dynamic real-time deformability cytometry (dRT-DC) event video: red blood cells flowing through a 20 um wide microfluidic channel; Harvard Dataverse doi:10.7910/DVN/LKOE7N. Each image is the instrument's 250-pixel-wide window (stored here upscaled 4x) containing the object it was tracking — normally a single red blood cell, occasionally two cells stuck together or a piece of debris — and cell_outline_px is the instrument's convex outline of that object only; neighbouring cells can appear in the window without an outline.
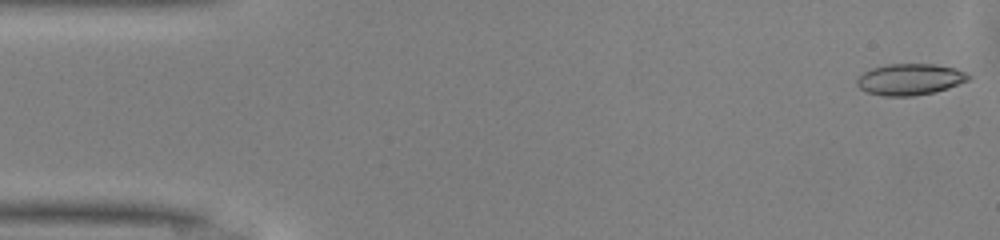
{"species": "common noctule bat (a hibernating species)", "species_latin": "Nyctalus noctula", "temperature_condition": "warm", "stored_images_in_passage": 48, "camera_frame_rate_fps": 3000, "um_per_image_px": 0.085, "animal": {"sex": "male", "body_mass_g": 13.0, "forearm_length_mm": 53.1}, "frame": {"image": 1, "passage_image": 1, "time_ms": 0.0, "image_size_px": [1000, 240], "cell_outline_px": [[972, 76], [968, 80], [948, 88], [936, 92], [912, 96], [880, 96], [868, 92], [860, 88], [856, 84], [856, 80], [864, 72], [872, 68], [888, 64], [936, 64], [956, 68], [968, 72]], "centroid_in_image_um": [77.38, 6.74], "position_along_channel_um": 7.6, "area_um2": 20.52}}
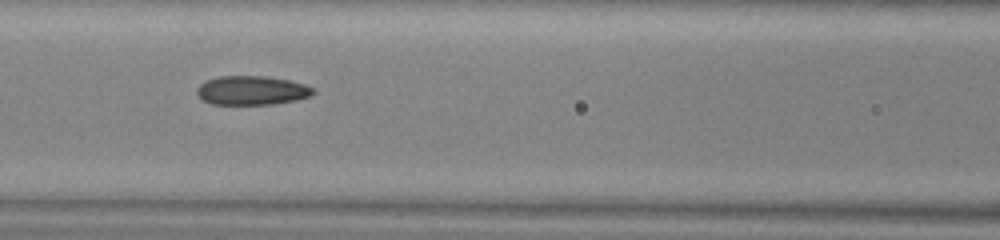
{"frame": {"image": 2, "passage_image": 20, "time_ms": 6.333, "image_size_px": [1000, 240], "cell_outline_px": [[316, 92], [308, 96], [296, 100], [272, 104], [212, 104], [204, 100], [196, 92], [196, 88], [204, 80], [220, 76], [264, 76], [288, 80], [304, 84], [312, 88]], "centroid_in_image_um": [21.37, 7.68], "position_along_channel_um": 145.2, "area_um2": 19.54}}
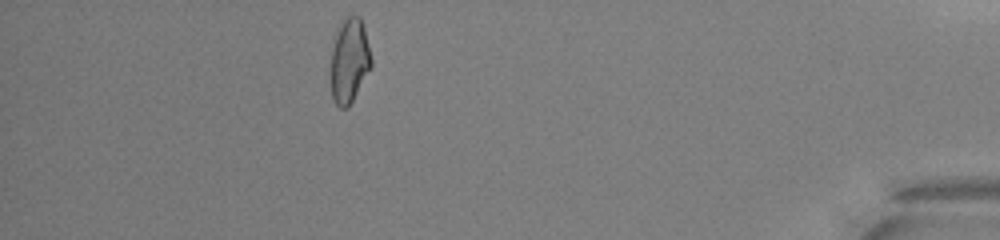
{"frame": {"image": 3, "passage_image": 43, "time_ms": 14.0, "image_size_px": [1000, 240], "cell_outline_px": [[372, 64], [348, 108], [340, 108], [332, 100], [332, 40], [344, 20], [348, 16], [360, 16], [364, 28], [372, 60]], "centroid_in_image_um": [29.69, 5.16], "position_along_channel_um": 405.5, "area_um2": 19.48}, "authors_computed_cell_mechanics": {"area_um2": 19.941, "velocity_mm_per_s": 4.174, "shape_relaxation_time_tau1_ms": 7.061, "shape_relaxation_time_tau2_ms": 1.7177, "deformation_change_tau1": 0.1971, "deformation_change_tau2": 0.0891}}